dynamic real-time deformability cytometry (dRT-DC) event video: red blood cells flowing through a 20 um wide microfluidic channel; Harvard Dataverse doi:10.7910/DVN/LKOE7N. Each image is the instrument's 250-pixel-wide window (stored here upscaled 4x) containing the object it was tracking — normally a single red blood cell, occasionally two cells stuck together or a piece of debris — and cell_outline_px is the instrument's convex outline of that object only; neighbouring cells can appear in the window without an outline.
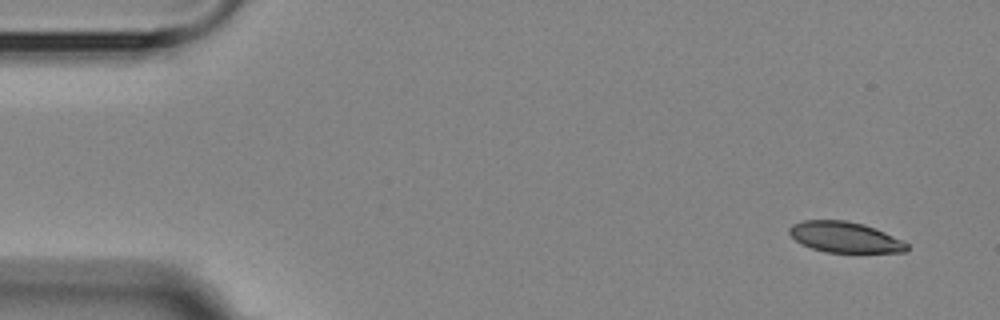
{"species": "Egyptian fruit bat (a non-hibernating species)", "species_latin": "Rousettus aegyptiacus", "temperature_condition": "room temperature", "stored_images_in_passage": 4, "camera_frame_rate_fps": 3000, "um_per_image_px": 0.085, "animal": {"sex": "female"}, "frame": {"image": 1, "passage_image": 1, "time_ms": 0.0, "image_size_px": [1000, 320], "cell_outline_px": [[908, 252], [824, 252], [800, 244], [788, 232], [788, 228], [792, 224], [804, 220], [848, 220], [864, 224], [876, 228], [904, 240], [908, 244]], "centroid_in_image_um": [71.83, 20.15], "position_along_channel_um": 13.2, "area_um2": 21.27}}
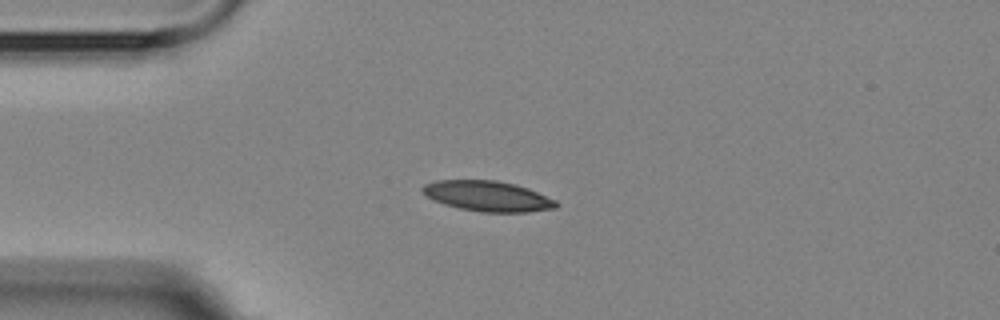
{"frame": {"image": 2, "passage_image": 4, "time_ms": 3.333, "image_size_px": [1000, 320], "cell_outline_px": [[560, 204], [556, 208], [528, 212], [480, 212], [460, 208], [444, 204], [428, 196], [420, 188], [424, 184], [436, 180], [496, 180], [516, 184], [528, 188], [556, 200]], "centroid_in_image_um": [41.49, 16.67], "position_along_channel_um": 43.5, "area_um2": 23.64}}